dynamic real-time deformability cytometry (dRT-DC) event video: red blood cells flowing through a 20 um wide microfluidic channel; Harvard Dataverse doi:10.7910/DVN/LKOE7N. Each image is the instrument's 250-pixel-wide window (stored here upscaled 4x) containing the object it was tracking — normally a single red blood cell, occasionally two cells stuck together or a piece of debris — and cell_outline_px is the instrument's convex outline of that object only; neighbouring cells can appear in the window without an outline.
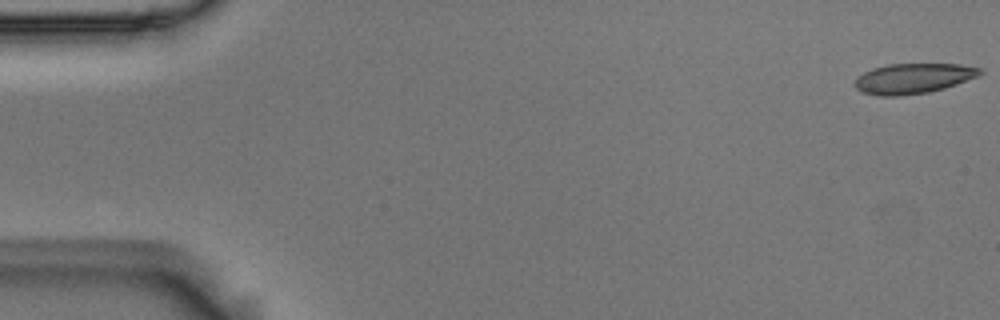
{"species": "Egyptian fruit bat (a non-hibernating species)", "species_latin": "Rousettus aegyptiacus", "temperature_condition": "room temperature", "stored_images_in_passage": 6, "camera_frame_rate_fps": 3000, "um_per_image_px": 0.085, "animal": {"sex": "male"}, "frame": {"image": 1, "passage_image": 1, "time_ms": 0.0, "image_size_px": [1000, 320], "cell_outline_px": [[984, 72], [980, 76], [944, 88], [928, 92], [900, 96], [880, 96], [864, 92], [856, 88], [852, 84], [864, 72], [872, 68], [888, 64], [960, 64], [980, 68]], "centroid_in_image_um": [77.64, 6.66], "position_along_channel_um": 7.4, "area_um2": 22.02}}